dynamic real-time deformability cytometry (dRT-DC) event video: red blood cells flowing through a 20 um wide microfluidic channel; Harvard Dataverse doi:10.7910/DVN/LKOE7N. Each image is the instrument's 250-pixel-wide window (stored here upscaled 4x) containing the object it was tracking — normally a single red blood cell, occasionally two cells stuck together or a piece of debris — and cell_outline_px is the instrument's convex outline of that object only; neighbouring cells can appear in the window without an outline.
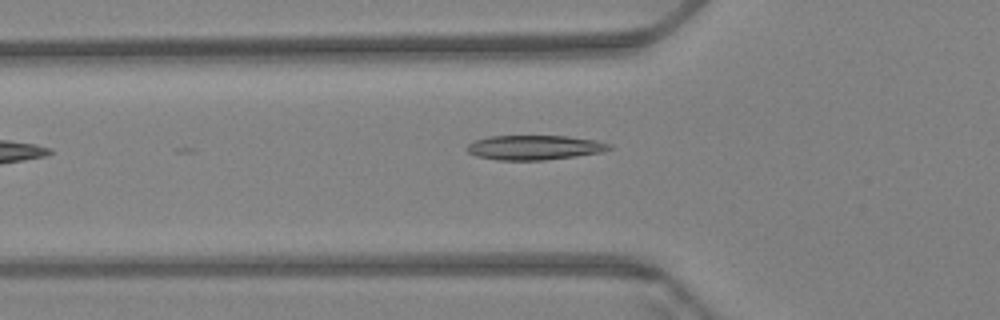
{"species": "Egyptian fruit bat (a non-hibernating species)", "species_latin": "Rousettus aegyptiacus", "temperature_condition": "warm", "stored_images_in_passage": 4, "camera_frame_rate_fps": 3000, "um_per_image_px": 0.085, "animal": {"sex": "female"}, "frame": {"image": 1, "passage_image": 4, "time_ms": 1.0, "image_size_px": [1000, 320], "cell_outline_px": [[612, 148], [604, 152], [576, 156], [544, 160], [496, 160], [476, 156], [468, 152], [464, 148], [468, 144], [476, 140], [488, 136], [568, 136], [596, 140], [612, 144]], "centroid_in_image_um": [45.44, 12.54], "position_along_channel_um": 80.4, "area_um2": 20.58}}